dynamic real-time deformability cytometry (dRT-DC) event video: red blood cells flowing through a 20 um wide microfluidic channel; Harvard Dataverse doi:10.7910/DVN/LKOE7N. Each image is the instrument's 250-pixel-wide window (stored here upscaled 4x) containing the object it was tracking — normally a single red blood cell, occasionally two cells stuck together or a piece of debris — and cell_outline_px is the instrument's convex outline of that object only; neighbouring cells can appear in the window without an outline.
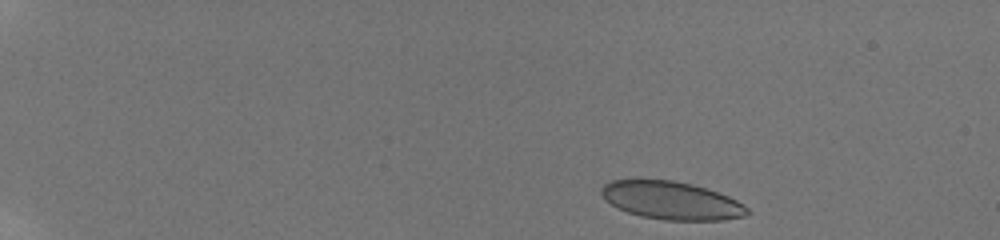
{"species": "human", "species_latin": "Homo sapiens", "temperature_condition": "room temperature", "stored_images_in_passage": 17, "camera_frame_rate_fps": 3000, "um_per_image_px": 0.085, "donor": {"sex": "male"}, "frame": {"image": 1, "passage_image": 1, "time_ms": 0.0, "image_size_px": [1000, 240], "cell_outline_px": [[752, 212], [744, 216], [724, 220], [664, 220], [640, 216], [616, 208], [604, 200], [600, 192], [600, 188], [604, 184], [612, 180], [672, 180], [692, 184], [708, 188], [728, 196], [744, 204]], "centroid_in_image_um": [57.07, 17.04], "position_along_channel_um": 27.9, "area_um2": 32.54}}
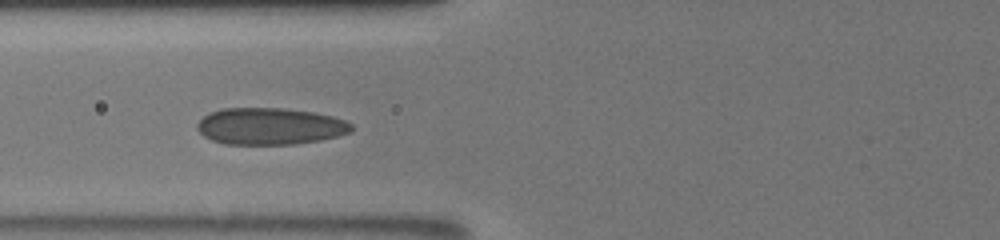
{"frame": {"image": 2, "passage_image": 13, "time_ms": 5.333, "image_size_px": [1000, 240], "cell_outline_px": [[352, 128], [348, 132], [336, 136], [320, 140], [292, 144], [224, 144], [212, 140], [204, 136], [196, 128], [196, 124], [208, 112], [220, 108], [284, 108], [312, 112], [332, 116], [344, 120], [352, 124]], "centroid_in_image_um": [22.89, 10.72], "position_along_channel_um": 102.9, "area_um2": 33.0}}
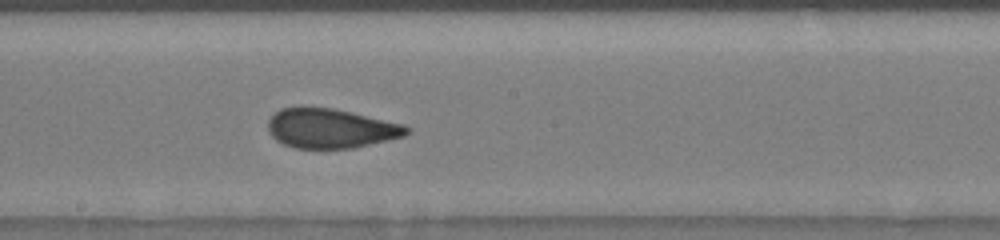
{"frame": {"image": 3, "passage_image": 17, "time_ms": 8.333, "image_size_px": [1000, 240], "cell_outline_px": [[412, 128], [404, 136], [352, 148], [296, 148], [284, 144], [276, 140], [268, 132], [268, 120], [280, 108], [300, 104], [332, 108], [352, 112], [404, 124]], "centroid_in_image_um": [28.07, 10.87], "position_along_channel_um": 220.1, "area_um2": 32.37}}